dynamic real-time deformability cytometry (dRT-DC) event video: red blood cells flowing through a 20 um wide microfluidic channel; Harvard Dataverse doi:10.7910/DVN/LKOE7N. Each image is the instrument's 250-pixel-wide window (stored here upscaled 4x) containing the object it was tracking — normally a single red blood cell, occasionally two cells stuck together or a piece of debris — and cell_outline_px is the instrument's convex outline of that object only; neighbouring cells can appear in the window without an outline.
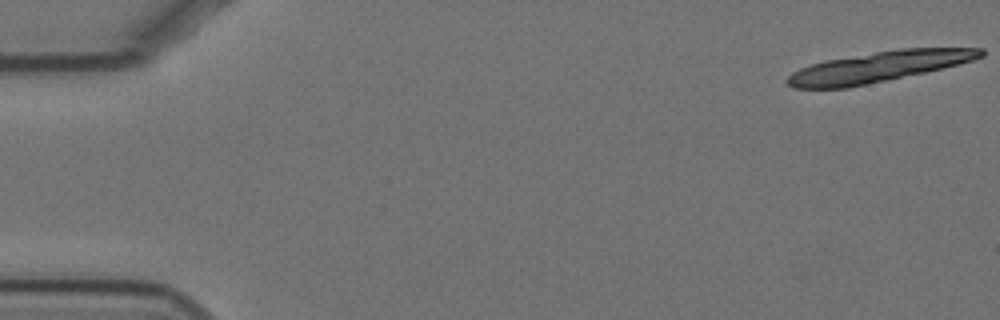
{"species": "Egyptian fruit bat (a non-hibernating species)", "species_latin": "Rousettus aegyptiacus", "temperature_condition": "cold", "stored_images_in_passage": 22, "camera_frame_rate_fps": 3000, "um_per_image_px": 0.085, "animal": {"sex": "female"}, "frame": {"image": 1, "passage_image": 1, "time_ms": 0.0, "image_size_px": [1000, 320], "cell_outline_px": [[984, 56], [972, 60], [924, 72], [848, 88], [792, 88], [784, 80], [792, 72], [800, 68], [824, 60], [900, 48], [984, 48]], "centroid_in_image_um": [74.62, 5.68], "position_along_channel_um": 10.4, "area_um2": 33.99}}
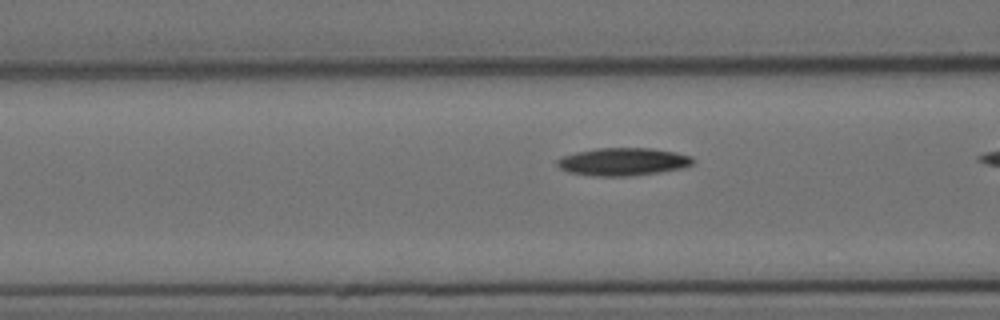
{"frame": {"image": 2, "passage_image": 20, "time_ms": 6.333, "image_size_px": [1000, 320], "cell_outline_px": [[696, 160], [692, 164], [684, 168], [660, 172], [628, 176], [596, 176], [568, 172], [560, 168], [556, 164], [556, 160], [564, 156], [576, 152], [596, 148], [652, 148], [676, 152], [692, 156]], "centroid_in_image_um": [52.99, 13.74], "position_along_channel_um": 113.6, "area_um2": 22.08}}